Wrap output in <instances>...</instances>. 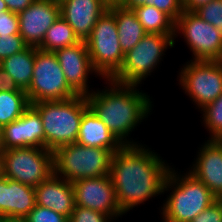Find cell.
Returning <instances> with one entry per match:
<instances>
[{
    "instance_id": "1",
    "label": "cell",
    "mask_w": 222,
    "mask_h": 222,
    "mask_svg": "<svg viewBox=\"0 0 222 222\" xmlns=\"http://www.w3.org/2000/svg\"><path fill=\"white\" fill-rule=\"evenodd\" d=\"M160 158L139 143L123 145L113 154L110 177L118 205L124 214L136 205L164 193V182L171 166Z\"/></svg>"
},
{
    "instance_id": "2",
    "label": "cell",
    "mask_w": 222,
    "mask_h": 222,
    "mask_svg": "<svg viewBox=\"0 0 222 222\" xmlns=\"http://www.w3.org/2000/svg\"><path fill=\"white\" fill-rule=\"evenodd\" d=\"M106 81L111 84L109 88L93 90L86 95L88 105L123 145H137L127 137L150 115L153 105L150 96L140 92L138 85L121 84L111 79Z\"/></svg>"
},
{
    "instance_id": "3",
    "label": "cell",
    "mask_w": 222,
    "mask_h": 222,
    "mask_svg": "<svg viewBox=\"0 0 222 222\" xmlns=\"http://www.w3.org/2000/svg\"><path fill=\"white\" fill-rule=\"evenodd\" d=\"M173 189L163 203V222H191L217 198L202 181L190 172L179 175L171 168L164 182V191Z\"/></svg>"
},
{
    "instance_id": "4",
    "label": "cell",
    "mask_w": 222,
    "mask_h": 222,
    "mask_svg": "<svg viewBox=\"0 0 222 222\" xmlns=\"http://www.w3.org/2000/svg\"><path fill=\"white\" fill-rule=\"evenodd\" d=\"M31 106L41 116L47 150L54 152L61 146L77 142L83 113L89 107L85 95L66 100L41 101Z\"/></svg>"
},
{
    "instance_id": "5",
    "label": "cell",
    "mask_w": 222,
    "mask_h": 222,
    "mask_svg": "<svg viewBox=\"0 0 222 222\" xmlns=\"http://www.w3.org/2000/svg\"><path fill=\"white\" fill-rule=\"evenodd\" d=\"M114 152L76 143L61 146L53 152L54 174L70 183L81 179L110 175Z\"/></svg>"
},
{
    "instance_id": "6",
    "label": "cell",
    "mask_w": 222,
    "mask_h": 222,
    "mask_svg": "<svg viewBox=\"0 0 222 222\" xmlns=\"http://www.w3.org/2000/svg\"><path fill=\"white\" fill-rule=\"evenodd\" d=\"M175 35L147 33L140 42L125 53L120 70L111 80L121 83L138 85L146 79L162 61L167 48L174 47Z\"/></svg>"
},
{
    "instance_id": "7",
    "label": "cell",
    "mask_w": 222,
    "mask_h": 222,
    "mask_svg": "<svg viewBox=\"0 0 222 222\" xmlns=\"http://www.w3.org/2000/svg\"><path fill=\"white\" fill-rule=\"evenodd\" d=\"M114 15L107 10L97 20L90 36L85 40L90 60L97 76L111 79L124 61V53L118 39Z\"/></svg>"
},
{
    "instance_id": "8",
    "label": "cell",
    "mask_w": 222,
    "mask_h": 222,
    "mask_svg": "<svg viewBox=\"0 0 222 222\" xmlns=\"http://www.w3.org/2000/svg\"><path fill=\"white\" fill-rule=\"evenodd\" d=\"M30 104L71 99L78 94L68 85L54 52L36 48L34 71L26 91Z\"/></svg>"
},
{
    "instance_id": "9",
    "label": "cell",
    "mask_w": 222,
    "mask_h": 222,
    "mask_svg": "<svg viewBox=\"0 0 222 222\" xmlns=\"http://www.w3.org/2000/svg\"><path fill=\"white\" fill-rule=\"evenodd\" d=\"M54 173L53 151L46 148H12L4 151V177L37 187Z\"/></svg>"
},
{
    "instance_id": "10",
    "label": "cell",
    "mask_w": 222,
    "mask_h": 222,
    "mask_svg": "<svg viewBox=\"0 0 222 222\" xmlns=\"http://www.w3.org/2000/svg\"><path fill=\"white\" fill-rule=\"evenodd\" d=\"M179 75V85L198 109L222 94V61L190 60L183 65Z\"/></svg>"
},
{
    "instance_id": "11",
    "label": "cell",
    "mask_w": 222,
    "mask_h": 222,
    "mask_svg": "<svg viewBox=\"0 0 222 222\" xmlns=\"http://www.w3.org/2000/svg\"><path fill=\"white\" fill-rule=\"evenodd\" d=\"M184 36L194 55L192 60L222 61L221 32L195 12L183 11L175 22V38Z\"/></svg>"
},
{
    "instance_id": "12",
    "label": "cell",
    "mask_w": 222,
    "mask_h": 222,
    "mask_svg": "<svg viewBox=\"0 0 222 222\" xmlns=\"http://www.w3.org/2000/svg\"><path fill=\"white\" fill-rule=\"evenodd\" d=\"M72 185L76 206L99 211L113 219L124 214L118 205L110 175L81 179Z\"/></svg>"
},
{
    "instance_id": "13",
    "label": "cell",
    "mask_w": 222,
    "mask_h": 222,
    "mask_svg": "<svg viewBox=\"0 0 222 222\" xmlns=\"http://www.w3.org/2000/svg\"><path fill=\"white\" fill-rule=\"evenodd\" d=\"M60 17V5L52 0H35L29 7L18 14L19 34L25 44L38 48L46 31Z\"/></svg>"
},
{
    "instance_id": "14",
    "label": "cell",
    "mask_w": 222,
    "mask_h": 222,
    "mask_svg": "<svg viewBox=\"0 0 222 222\" xmlns=\"http://www.w3.org/2000/svg\"><path fill=\"white\" fill-rule=\"evenodd\" d=\"M65 75L66 82L78 95H88L89 74H97L94 70L85 41L58 49L55 52Z\"/></svg>"
},
{
    "instance_id": "15",
    "label": "cell",
    "mask_w": 222,
    "mask_h": 222,
    "mask_svg": "<svg viewBox=\"0 0 222 222\" xmlns=\"http://www.w3.org/2000/svg\"><path fill=\"white\" fill-rule=\"evenodd\" d=\"M2 129L5 150L27 147L45 148V132L41 116L32 106Z\"/></svg>"
},
{
    "instance_id": "16",
    "label": "cell",
    "mask_w": 222,
    "mask_h": 222,
    "mask_svg": "<svg viewBox=\"0 0 222 222\" xmlns=\"http://www.w3.org/2000/svg\"><path fill=\"white\" fill-rule=\"evenodd\" d=\"M112 1L67 0L60 5V16L72 27L78 39L85 41Z\"/></svg>"
},
{
    "instance_id": "17",
    "label": "cell",
    "mask_w": 222,
    "mask_h": 222,
    "mask_svg": "<svg viewBox=\"0 0 222 222\" xmlns=\"http://www.w3.org/2000/svg\"><path fill=\"white\" fill-rule=\"evenodd\" d=\"M192 166L189 172L202 181L217 199H222V140L205 141Z\"/></svg>"
},
{
    "instance_id": "18",
    "label": "cell",
    "mask_w": 222,
    "mask_h": 222,
    "mask_svg": "<svg viewBox=\"0 0 222 222\" xmlns=\"http://www.w3.org/2000/svg\"><path fill=\"white\" fill-rule=\"evenodd\" d=\"M36 205L46 207L69 218L75 209L73 185L54 173L35 187Z\"/></svg>"
},
{
    "instance_id": "19",
    "label": "cell",
    "mask_w": 222,
    "mask_h": 222,
    "mask_svg": "<svg viewBox=\"0 0 222 222\" xmlns=\"http://www.w3.org/2000/svg\"><path fill=\"white\" fill-rule=\"evenodd\" d=\"M36 206L35 188L6 177L0 178V213L25 218Z\"/></svg>"
},
{
    "instance_id": "20",
    "label": "cell",
    "mask_w": 222,
    "mask_h": 222,
    "mask_svg": "<svg viewBox=\"0 0 222 222\" xmlns=\"http://www.w3.org/2000/svg\"><path fill=\"white\" fill-rule=\"evenodd\" d=\"M77 143L87 147L109 149L114 153L123 146L90 107L83 113Z\"/></svg>"
},
{
    "instance_id": "21",
    "label": "cell",
    "mask_w": 222,
    "mask_h": 222,
    "mask_svg": "<svg viewBox=\"0 0 222 222\" xmlns=\"http://www.w3.org/2000/svg\"><path fill=\"white\" fill-rule=\"evenodd\" d=\"M108 10L115 17L119 43L125 54L136 46L147 32L133 10L123 8L113 1Z\"/></svg>"
},
{
    "instance_id": "22",
    "label": "cell",
    "mask_w": 222,
    "mask_h": 222,
    "mask_svg": "<svg viewBox=\"0 0 222 222\" xmlns=\"http://www.w3.org/2000/svg\"><path fill=\"white\" fill-rule=\"evenodd\" d=\"M36 47L27 46L22 51L0 62L2 67L21 90L27 91L32 81Z\"/></svg>"
},
{
    "instance_id": "23",
    "label": "cell",
    "mask_w": 222,
    "mask_h": 222,
    "mask_svg": "<svg viewBox=\"0 0 222 222\" xmlns=\"http://www.w3.org/2000/svg\"><path fill=\"white\" fill-rule=\"evenodd\" d=\"M133 11L147 33L175 35V22L156 7L144 4Z\"/></svg>"
},
{
    "instance_id": "24",
    "label": "cell",
    "mask_w": 222,
    "mask_h": 222,
    "mask_svg": "<svg viewBox=\"0 0 222 222\" xmlns=\"http://www.w3.org/2000/svg\"><path fill=\"white\" fill-rule=\"evenodd\" d=\"M80 40L74 34L72 27L60 16L46 31L42 44L38 47L44 51L55 52Z\"/></svg>"
},
{
    "instance_id": "25",
    "label": "cell",
    "mask_w": 222,
    "mask_h": 222,
    "mask_svg": "<svg viewBox=\"0 0 222 222\" xmlns=\"http://www.w3.org/2000/svg\"><path fill=\"white\" fill-rule=\"evenodd\" d=\"M30 106L26 92L0 91V126L18 119Z\"/></svg>"
},
{
    "instance_id": "26",
    "label": "cell",
    "mask_w": 222,
    "mask_h": 222,
    "mask_svg": "<svg viewBox=\"0 0 222 222\" xmlns=\"http://www.w3.org/2000/svg\"><path fill=\"white\" fill-rule=\"evenodd\" d=\"M203 122L211 134L209 139H222V94L212 103L200 109Z\"/></svg>"
},
{
    "instance_id": "27",
    "label": "cell",
    "mask_w": 222,
    "mask_h": 222,
    "mask_svg": "<svg viewBox=\"0 0 222 222\" xmlns=\"http://www.w3.org/2000/svg\"><path fill=\"white\" fill-rule=\"evenodd\" d=\"M195 13L200 18L216 27L221 32L222 36V0H213L201 6Z\"/></svg>"
},
{
    "instance_id": "28",
    "label": "cell",
    "mask_w": 222,
    "mask_h": 222,
    "mask_svg": "<svg viewBox=\"0 0 222 222\" xmlns=\"http://www.w3.org/2000/svg\"><path fill=\"white\" fill-rule=\"evenodd\" d=\"M26 47L27 45L20 34L0 36V62L7 57L22 51Z\"/></svg>"
},
{
    "instance_id": "29",
    "label": "cell",
    "mask_w": 222,
    "mask_h": 222,
    "mask_svg": "<svg viewBox=\"0 0 222 222\" xmlns=\"http://www.w3.org/2000/svg\"><path fill=\"white\" fill-rule=\"evenodd\" d=\"M26 222H69V218L52 209L36 205L25 217Z\"/></svg>"
},
{
    "instance_id": "30",
    "label": "cell",
    "mask_w": 222,
    "mask_h": 222,
    "mask_svg": "<svg viewBox=\"0 0 222 222\" xmlns=\"http://www.w3.org/2000/svg\"><path fill=\"white\" fill-rule=\"evenodd\" d=\"M112 221H114L113 218L104 213L76 205L71 216L69 217V222H112Z\"/></svg>"
},
{
    "instance_id": "31",
    "label": "cell",
    "mask_w": 222,
    "mask_h": 222,
    "mask_svg": "<svg viewBox=\"0 0 222 222\" xmlns=\"http://www.w3.org/2000/svg\"><path fill=\"white\" fill-rule=\"evenodd\" d=\"M148 4L167 14L174 22L184 11L182 0H149Z\"/></svg>"
},
{
    "instance_id": "32",
    "label": "cell",
    "mask_w": 222,
    "mask_h": 222,
    "mask_svg": "<svg viewBox=\"0 0 222 222\" xmlns=\"http://www.w3.org/2000/svg\"><path fill=\"white\" fill-rule=\"evenodd\" d=\"M19 29L18 14L9 10L0 12V36L19 34Z\"/></svg>"
},
{
    "instance_id": "33",
    "label": "cell",
    "mask_w": 222,
    "mask_h": 222,
    "mask_svg": "<svg viewBox=\"0 0 222 222\" xmlns=\"http://www.w3.org/2000/svg\"><path fill=\"white\" fill-rule=\"evenodd\" d=\"M191 222H222V199H217Z\"/></svg>"
},
{
    "instance_id": "34",
    "label": "cell",
    "mask_w": 222,
    "mask_h": 222,
    "mask_svg": "<svg viewBox=\"0 0 222 222\" xmlns=\"http://www.w3.org/2000/svg\"><path fill=\"white\" fill-rule=\"evenodd\" d=\"M0 91L26 92L21 90L15 80L0 67Z\"/></svg>"
},
{
    "instance_id": "35",
    "label": "cell",
    "mask_w": 222,
    "mask_h": 222,
    "mask_svg": "<svg viewBox=\"0 0 222 222\" xmlns=\"http://www.w3.org/2000/svg\"><path fill=\"white\" fill-rule=\"evenodd\" d=\"M10 12L19 14L29 7L35 0H3Z\"/></svg>"
},
{
    "instance_id": "36",
    "label": "cell",
    "mask_w": 222,
    "mask_h": 222,
    "mask_svg": "<svg viewBox=\"0 0 222 222\" xmlns=\"http://www.w3.org/2000/svg\"><path fill=\"white\" fill-rule=\"evenodd\" d=\"M213 0H182L183 10L195 12L201 6L211 2Z\"/></svg>"
},
{
    "instance_id": "37",
    "label": "cell",
    "mask_w": 222,
    "mask_h": 222,
    "mask_svg": "<svg viewBox=\"0 0 222 222\" xmlns=\"http://www.w3.org/2000/svg\"><path fill=\"white\" fill-rule=\"evenodd\" d=\"M113 2L123 8L133 10L138 6L148 4L149 0H113Z\"/></svg>"
},
{
    "instance_id": "38",
    "label": "cell",
    "mask_w": 222,
    "mask_h": 222,
    "mask_svg": "<svg viewBox=\"0 0 222 222\" xmlns=\"http://www.w3.org/2000/svg\"><path fill=\"white\" fill-rule=\"evenodd\" d=\"M4 177V152L0 151V178Z\"/></svg>"
},
{
    "instance_id": "39",
    "label": "cell",
    "mask_w": 222,
    "mask_h": 222,
    "mask_svg": "<svg viewBox=\"0 0 222 222\" xmlns=\"http://www.w3.org/2000/svg\"><path fill=\"white\" fill-rule=\"evenodd\" d=\"M3 222H26L25 218L4 217Z\"/></svg>"
},
{
    "instance_id": "40",
    "label": "cell",
    "mask_w": 222,
    "mask_h": 222,
    "mask_svg": "<svg viewBox=\"0 0 222 222\" xmlns=\"http://www.w3.org/2000/svg\"><path fill=\"white\" fill-rule=\"evenodd\" d=\"M0 151L4 152V145H3V129L2 126H0Z\"/></svg>"
},
{
    "instance_id": "41",
    "label": "cell",
    "mask_w": 222,
    "mask_h": 222,
    "mask_svg": "<svg viewBox=\"0 0 222 222\" xmlns=\"http://www.w3.org/2000/svg\"><path fill=\"white\" fill-rule=\"evenodd\" d=\"M8 11L7 5L3 0H0V12Z\"/></svg>"
},
{
    "instance_id": "42",
    "label": "cell",
    "mask_w": 222,
    "mask_h": 222,
    "mask_svg": "<svg viewBox=\"0 0 222 222\" xmlns=\"http://www.w3.org/2000/svg\"><path fill=\"white\" fill-rule=\"evenodd\" d=\"M55 4L61 5L63 2L67 0H52Z\"/></svg>"
},
{
    "instance_id": "43",
    "label": "cell",
    "mask_w": 222,
    "mask_h": 222,
    "mask_svg": "<svg viewBox=\"0 0 222 222\" xmlns=\"http://www.w3.org/2000/svg\"><path fill=\"white\" fill-rule=\"evenodd\" d=\"M4 216L0 213V222H3Z\"/></svg>"
}]
</instances>
